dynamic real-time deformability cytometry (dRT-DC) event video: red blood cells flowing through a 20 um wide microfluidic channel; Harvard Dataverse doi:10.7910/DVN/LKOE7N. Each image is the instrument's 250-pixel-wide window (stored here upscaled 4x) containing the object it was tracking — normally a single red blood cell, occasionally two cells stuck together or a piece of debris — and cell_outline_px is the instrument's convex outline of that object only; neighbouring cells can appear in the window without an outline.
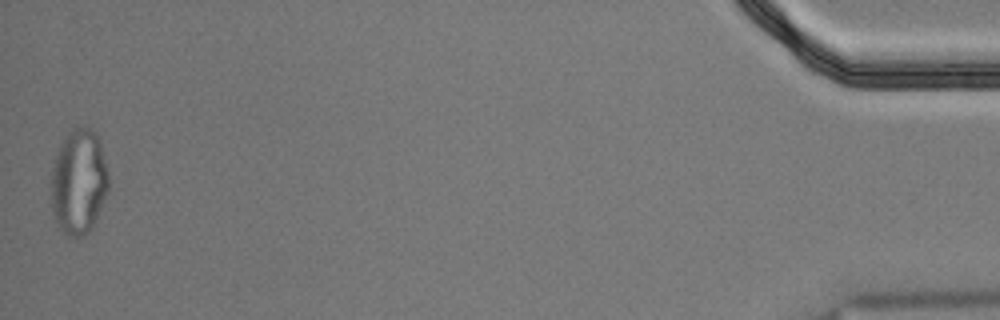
{"species": "Egyptian fruit bat (a non-hibernating species)", "species_latin": "Rousettus aegyptiacus", "temperature_condition": "cold", "stored_images_in_passage": 40, "segment_of_instrument_passage": [2, 2], "camera_frame_rate_fps": 3000, "um_per_image_px": 0.085, "animal": {"sex": "male"}, "frame": {"image": 1, "passage_image": 40, "time_ms": 13.0, "image_size_px": [1000, 320], "cell_outline_px": [[108, 192], [92, 228], [84, 236], [68, 236], [60, 228], [52, 216], [52, 168], [56, 152], [68, 132], [76, 124], [92, 128], [96, 132], [100, 144], [108, 176]], "centroid_in_image_um": [6.69, 15.43], "position_along_channel_um": 428.5, "area_um2": 35.32}}